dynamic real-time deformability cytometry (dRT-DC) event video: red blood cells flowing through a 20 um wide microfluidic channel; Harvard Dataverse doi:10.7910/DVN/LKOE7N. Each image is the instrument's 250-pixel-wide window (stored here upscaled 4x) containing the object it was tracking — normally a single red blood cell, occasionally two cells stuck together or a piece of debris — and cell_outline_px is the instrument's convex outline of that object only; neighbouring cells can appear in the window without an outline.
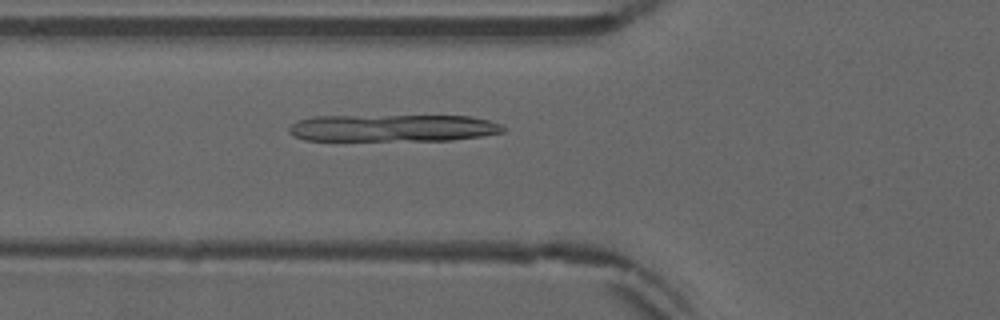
{"species": "common noctule bat (a hibernating species)", "species_latin": "Nyctalus noctula", "temperature_condition": "warm", "stored_images_in_passage": 53, "camera_frame_rate_fps": 3000, "um_per_image_px": 0.085, "animal": {"sex": "male", "forearm_length_mm": 52.5}, "frame": {"image": 1, "passage_image": 20, "time_ms": 6.333, "image_size_px": [1000, 320], "cell_outline_px": [[504, 132], [484, 136], [452, 140], [304, 140], [292, 136], [288, 132], [288, 128], [296, 120], [312, 116], [468, 116], [488, 120], [500, 124], [504, 128]], "centroid_in_image_um": [33.35, 10.88], "position_along_channel_um": 92.4, "area_um2": 33.99}}
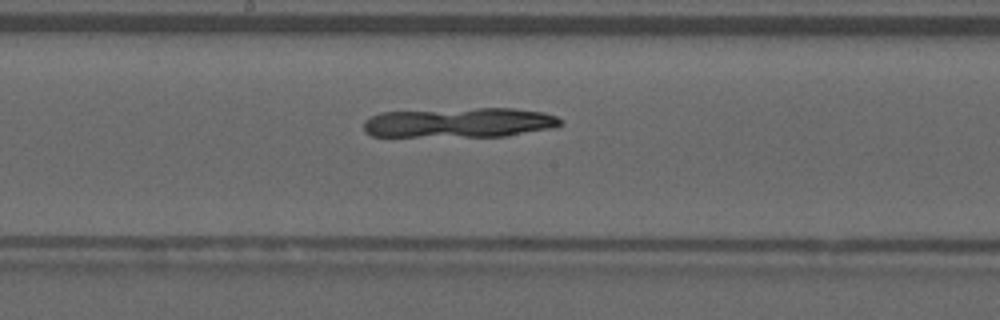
{"frame": {"image": 2, "passage_image": 29, "time_ms": 9.333, "image_size_px": [1000, 320], "cell_outline_px": [[564, 124], [556, 128], [504, 136], [372, 136], [364, 128], [364, 120], [380, 112], [476, 108], [512, 108], [544, 112], [556, 116], [564, 120]], "centroid_in_image_um": [39.14, 10.42], "position_along_channel_um": 209.1, "area_um2": 34.28}}
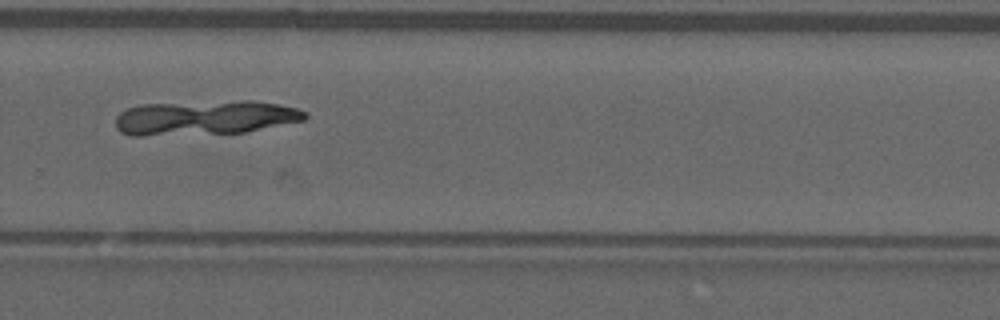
{"frame": {"image": 3, "passage_image": 37, "time_ms": 12.0, "image_size_px": [1000, 320], "cell_outline_px": [[308, 116], [304, 120], [244, 132], [140, 136], [132, 136], [120, 132], [116, 128], [116, 116], [120, 112], [128, 108], [140, 104], [240, 100], [248, 100], [280, 104], [296, 108], [308, 112]], "centroid_in_image_um": [17.4, 9.99], "position_along_channel_um": 312.4, "area_um2": 38.26}}